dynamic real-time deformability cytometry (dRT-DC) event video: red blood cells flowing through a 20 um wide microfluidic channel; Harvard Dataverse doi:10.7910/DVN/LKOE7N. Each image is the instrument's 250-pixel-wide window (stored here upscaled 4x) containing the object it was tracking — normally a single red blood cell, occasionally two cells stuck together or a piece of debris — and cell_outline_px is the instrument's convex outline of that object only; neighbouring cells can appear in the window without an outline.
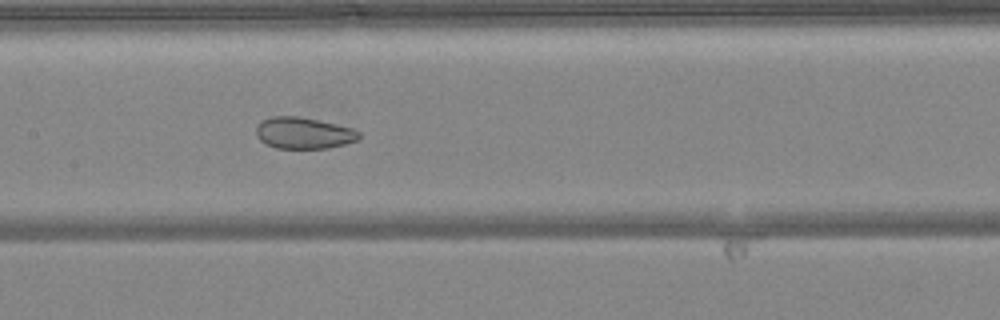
{"species": "common noctule bat (a hibernating species)", "species_latin": "Nyctalus noctula", "temperature_condition": "warm", "stored_images_in_passage": 40, "camera_frame_rate_fps": 3000, "um_per_image_px": 0.085, "animal": {"sex": "female", "body_mass_g": 24.6, "forearm_length_mm": 56.2}, "frame": {"image": 1, "passage_image": 22, "time_ms": 7.0, "image_size_px": [1000, 320], "cell_outline_px": [[360, 136], [356, 140], [344, 144], [328, 148], [276, 148], [260, 140], [256, 136], [256, 128], [260, 120], [272, 116], [296, 116], [336, 124], [352, 128], [360, 132]], "centroid_in_image_um": [25.78, 11.3], "position_along_channel_um": 181.6, "area_um2": 18.73}}
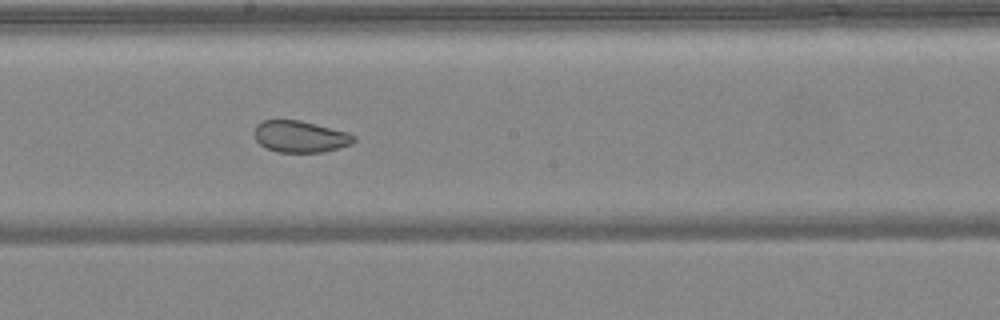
{"frame": {"image": 2, "passage_image": 25, "time_ms": 8.0, "image_size_px": [1000, 320], "cell_outline_px": [[356, 140], [352, 144], [340, 148], [324, 152], [276, 152], [260, 144], [256, 140], [252, 132], [256, 124], [260, 120], [300, 120], [348, 132], [356, 136]], "centroid_in_image_um": [25.51, 11.6], "position_along_channel_um": 222.7, "area_um2": 18.61}}
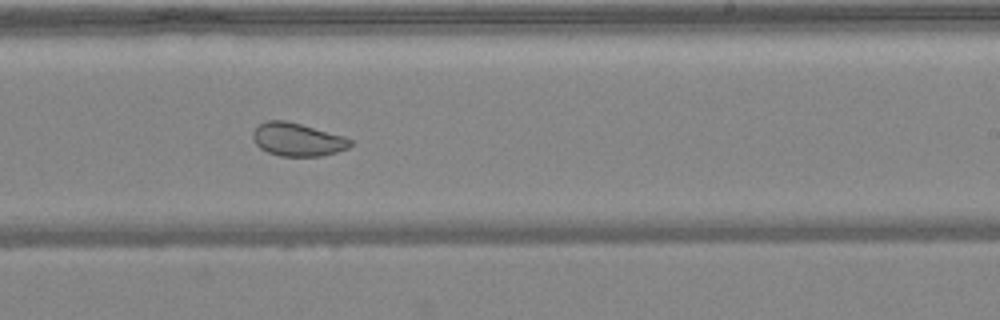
{"frame": {"image": 3, "passage_image": 28, "time_ms": 9.0, "image_size_px": [1000, 320], "cell_outline_px": [[352, 144], [348, 148], [336, 152], [320, 156], [280, 156], [268, 152], [260, 148], [256, 144], [252, 136], [252, 132], [260, 124], [268, 120], [284, 120], [300, 124], [344, 136], [352, 140]], "centroid_in_image_um": [25.28, 11.86], "position_along_channel_um": 263.7, "area_um2": 18.67}, "authors_computed_cell_mechanics": {"area_um2": 19.8254, "velocity_mm_per_s": 4.1187, "shape_relaxation_time_tau1_ms": null, "shape_relaxation_time_tau2_ms": 1.1219, "deformation_change_tau1": null, "deformation_change_tau2": 0.0457}}